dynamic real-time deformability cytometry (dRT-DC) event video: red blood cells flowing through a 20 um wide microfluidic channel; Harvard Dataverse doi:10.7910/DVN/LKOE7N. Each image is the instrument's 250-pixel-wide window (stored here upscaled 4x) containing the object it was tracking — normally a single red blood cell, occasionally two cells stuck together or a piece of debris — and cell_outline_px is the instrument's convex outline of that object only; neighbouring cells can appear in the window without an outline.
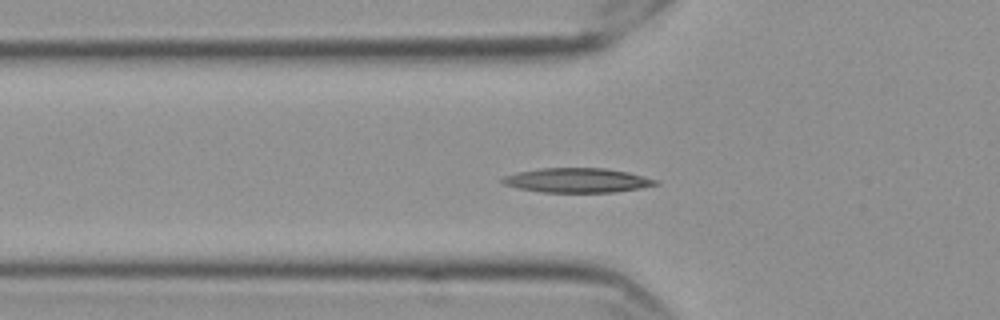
{"species": "Egyptian fruit bat (a non-hibernating species)", "species_latin": "Rousettus aegyptiacus", "temperature_condition": "cold", "stored_images_in_passage": 27, "camera_frame_rate_fps": 3000, "um_per_image_px": 0.085, "frame": {"image": 1, "passage_image": 2, "time_ms": 0.333, "image_size_px": [1000, 320], "cell_outline_px": [[660, 184], [640, 188], [616, 192], [540, 192], [520, 188], [504, 184], [500, 180], [504, 176], [516, 172], [540, 168], [604, 168], [628, 172], [656, 180]], "centroid_in_image_um": [49.05, 15.32], "position_along_channel_um": 76.8, "area_um2": 21.73}}
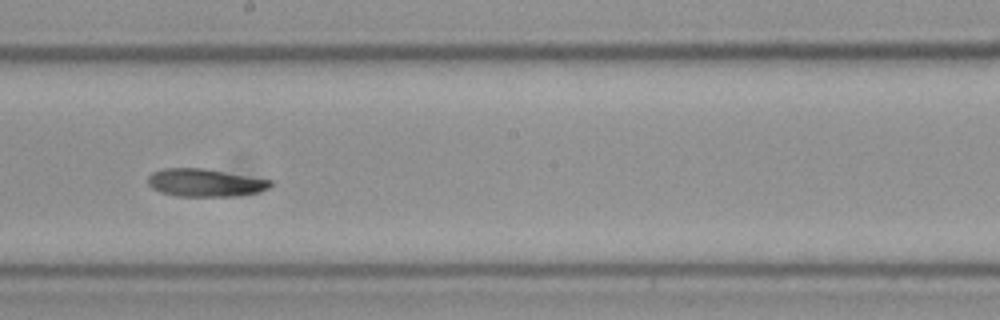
{"frame": {"image": 2, "passage_image": 15, "time_ms": 4.667, "image_size_px": [1000, 320], "cell_outline_px": [[276, 184], [268, 188], [256, 192], [232, 196], [176, 196], [160, 192], [152, 188], [148, 184], [148, 176], [152, 172], [164, 168], [204, 168], [272, 180]], "centroid_in_image_um": [17.42, 15.52], "position_along_channel_um": 230.8, "area_um2": 19.88}}
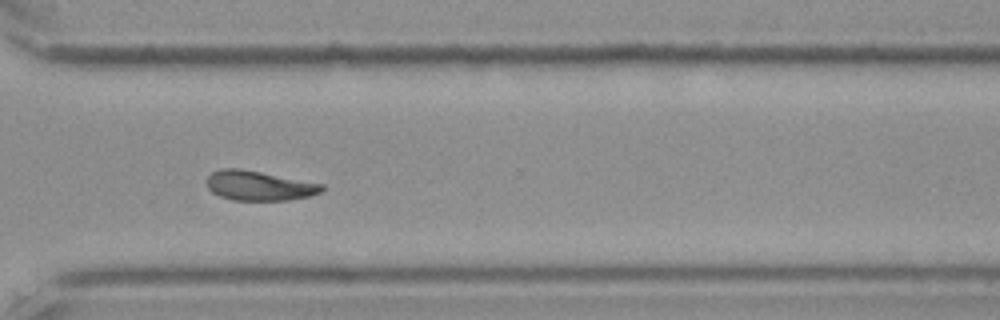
{"frame": {"image": 3, "passage_image": 25, "time_ms": 8.0, "image_size_px": [1000, 320], "cell_outline_px": [[324, 188], [320, 192], [308, 196], [288, 200], [232, 200], [220, 196], [212, 192], [208, 188], [208, 176], [212, 172], [220, 168], [240, 168], [324, 184]], "centroid_in_image_um": [22.0, 15.78], "position_along_channel_um": 348.6, "area_um2": 19.77}, "authors_computed_cell_mechanics": {"area_um2": 20.1144, "velocity_mm_per_s": 3.542, "shape_relaxation_time_tau1_ms": null, "shape_relaxation_time_tau2_ms": 8.2264, "deformation_change_tau1": null, "deformation_change_tau2": 0.1629}}